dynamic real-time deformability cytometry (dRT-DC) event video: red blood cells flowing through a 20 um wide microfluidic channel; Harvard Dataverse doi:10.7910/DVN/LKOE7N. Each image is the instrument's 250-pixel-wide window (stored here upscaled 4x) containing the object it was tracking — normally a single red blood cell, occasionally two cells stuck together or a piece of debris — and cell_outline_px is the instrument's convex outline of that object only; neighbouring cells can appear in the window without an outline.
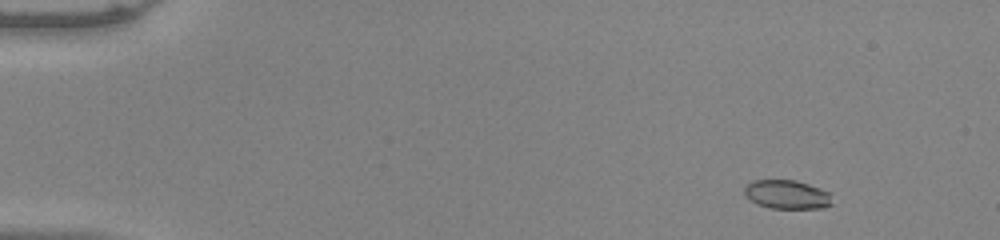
{"species": "common noctule bat (a hibernating species)", "species_latin": "Nyctalus noctula", "temperature_condition": "warm", "stored_images_in_passage": 51, "camera_frame_rate_fps": 3000, "um_per_image_px": 0.085, "animal": {"sex": "male", "body_mass_g": 20.0, "forearm_length_mm": 53.3}, "frame": {"image": 1, "passage_image": 4, "time_ms": 1.0, "image_size_px": [1000, 240], "cell_outline_px": [[832, 204], [820, 208], [768, 208], [756, 204], [744, 192], [744, 188], [752, 180], [796, 180], [820, 188], [828, 192]], "centroid_in_image_um": [66.87, 16.53], "position_along_channel_um": 18.1, "area_um2": 14.57}}
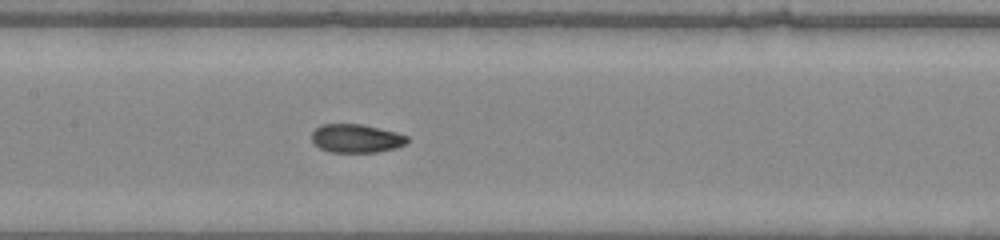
{"frame": {"image": 2, "passage_image": 25, "time_ms": 8.0, "image_size_px": [1000, 240], "cell_outline_px": [[408, 140], [404, 144], [396, 148], [376, 152], [328, 152], [312, 144], [312, 132], [320, 124], [360, 124], [396, 132], [408, 136]], "centroid_in_image_um": [30.24, 11.77], "position_along_channel_um": 177.2, "area_um2": 15.9}}
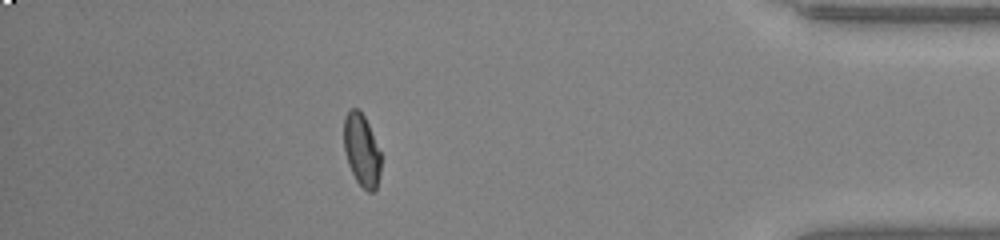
{"frame": {"image": 3, "passage_image": 45, "time_ms": 14.667, "image_size_px": [1000, 240], "cell_outline_px": [[380, 172], [376, 188], [372, 192], [368, 192], [356, 180], [348, 164], [344, 148], [344, 116], [348, 108], [360, 108], [368, 124], [380, 152]], "centroid_in_image_um": [30.72, 12.71], "position_along_channel_um": 404.5, "area_um2": 15.55}, "authors_computed_cell_mechanics": {"area_um2": 16.0106, "velocity_mm_per_s": 4.0058, "shape_relaxation_time_tau1_ms": 9.6409, "shape_relaxation_time_tau2_ms": 1.0154, "deformation_change_tau1": 0.273, "deformation_change_tau2": 0.0465}}